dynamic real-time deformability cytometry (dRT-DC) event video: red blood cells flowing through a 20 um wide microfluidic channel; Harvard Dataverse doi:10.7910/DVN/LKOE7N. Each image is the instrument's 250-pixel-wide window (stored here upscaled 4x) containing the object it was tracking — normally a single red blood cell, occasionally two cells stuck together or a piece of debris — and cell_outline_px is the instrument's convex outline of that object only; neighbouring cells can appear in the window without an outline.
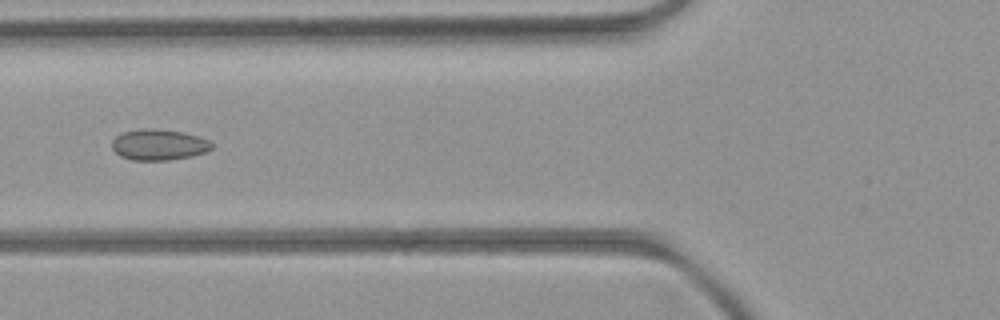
{"species": "common noctule bat (a hibernating species)", "species_latin": "Nyctalus noctula", "temperature_condition": "room temperature", "stored_images_in_passage": 5, "camera_frame_rate_fps": 3000, "um_per_image_px": 0.085, "animal": {"sex": "female", "body_mass_g": 21.9}, "frame": {"image": 1, "passage_image": 5, "time_ms": 5.333, "image_size_px": [1000, 320], "cell_outline_px": [[212, 148], [208, 152], [192, 156], [168, 160], [132, 160], [120, 156], [112, 148], [112, 140], [120, 132], [140, 128], [152, 128], [184, 132], [208, 140], [212, 144]], "centroid_in_image_um": [13.47, 12.29], "position_along_channel_um": 112.3, "area_um2": 18.15}}